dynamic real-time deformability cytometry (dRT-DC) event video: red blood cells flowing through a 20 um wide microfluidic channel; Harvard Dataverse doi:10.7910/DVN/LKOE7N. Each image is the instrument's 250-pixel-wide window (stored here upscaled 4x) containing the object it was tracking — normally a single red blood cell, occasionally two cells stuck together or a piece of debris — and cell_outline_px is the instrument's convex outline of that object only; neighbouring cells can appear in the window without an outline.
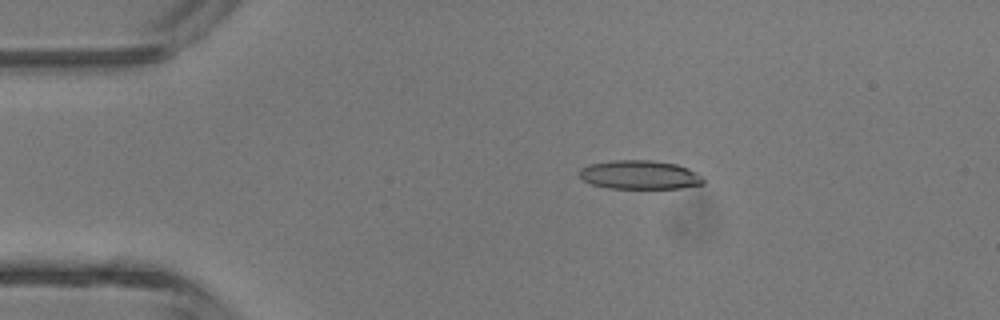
{"species": "common noctule bat (a hibernating species)", "species_latin": "Nyctalus noctula", "temperature_condition": "room temperature", "stored_images_in_passage": 4, "camera_frame_rate_fps": 3000, "um_per_image_px": 0.085, "animal": {"sex": "male", "body_mass_g": 13.3}, "frame": {"image": 1, "passage_image": 3, "time_ms": 2.333, "image_size_px": [1000, 320], "cell_outline_px": [[704, 184], [680, 188], [608, 188], [592, 184], [584, 180], [580, 176], [580, 168], [588, 164], [612, 160], [652, 160], [676, 164], [688, 168], [700, 176], [704, 180]], "centroid_in_image_um": [54.36, 14.85], "position_along_channel_um": 30.6, "area_um2": 20.75}}